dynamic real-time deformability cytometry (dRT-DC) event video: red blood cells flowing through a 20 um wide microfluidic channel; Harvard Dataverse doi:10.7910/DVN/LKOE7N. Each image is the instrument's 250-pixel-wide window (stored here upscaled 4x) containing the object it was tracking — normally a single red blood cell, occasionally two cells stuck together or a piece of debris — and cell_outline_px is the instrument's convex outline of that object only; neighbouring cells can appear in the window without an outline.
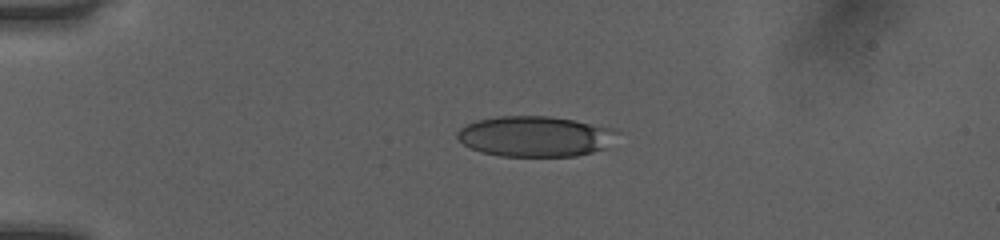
{"species": "human", "species_latin": "Homo sapiens", "temperature_condition": "room temperature", "stored_images_in_passage": 39, "camera_frame_rate_fps": 3000, "um_per_image_px": 0.085, "donor": {"sex": "female"}, "frame": {"image": 1, "passage_image": 1, "time_ms": 0.0, "image_size_px": [1000, 240], "cell_outline_px": [[620, 132], [608, 148], [576, 156], [500, 156], [480, 152], [464, 144], [456, 136], [456, 132], [460, 128], [476, 120], [496, 116], [548, 116], [572, 120], [616, 128]], "centroid_in_image_um": [45.53, 11.59], "position_along_channel_um": 39.5, "area_um2": 38.03}}
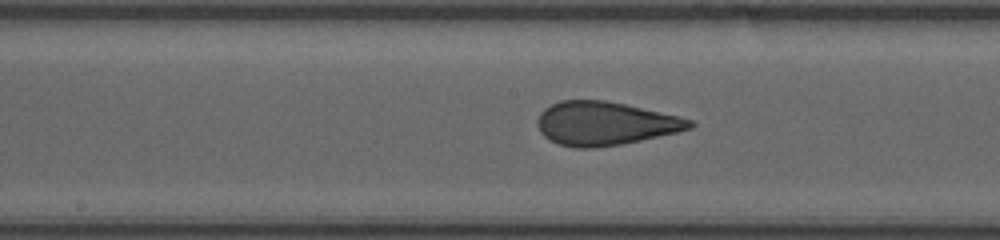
{"frame": {"image": 2, "passage_image": 16, "time_ms": 5.0, "image_size_px": [1000, 240], "cell_outline_px": [[696, 124], [692, 128], [676, 132], [640, 140], [620, 144], [592, 148], [576, 148], [560, 144], [544, 136], [540, 132], [536, 120], [540, 112], [544, 108], [560, 100], [604, 100], [624, 104], [680, 116], [692, 120]], "centroid_in_image_um": [51.41, 10.48], "position_along_channel_um": 196.8, "area_um2": 38.44}}
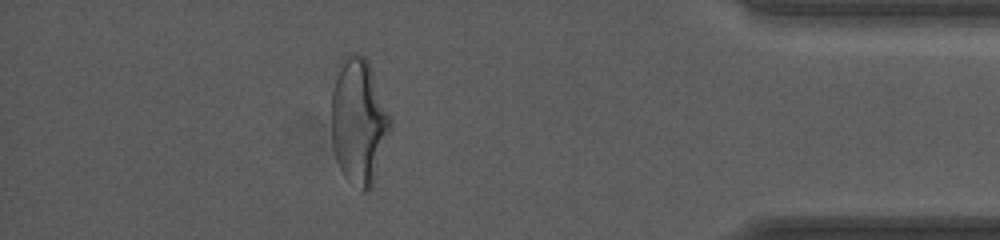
{"frame": {"image": 3, "passage_image": 34, "time_ms": 11.0, "image_size_px": [1000, 240], "cell_outline_px": [[392, 128], [372, 188], [364, 192], [360, 192], [344, 176], [336, 160], [332, 144], [332, 92], [336, 64], [348, 52], [356, 52], [364, 56], [368, 60], [392, 116]], "centroid_in_image_um": [30.51, 10.28], "position_along_channel_um": 404.7, "area_um2": 44.39}, "authors_computed_cell_mechanics": {"area_um2": 38.6104, "velocity_mm_per_s": 4.0581, "shape_relaxation_time_tau1_ms": 4.5236, "shape_relaxation_time_tau2_ms": 0.9062, "deformation_change_tau1": 0.1768, "deformation_change_tau2": 0.0883}}